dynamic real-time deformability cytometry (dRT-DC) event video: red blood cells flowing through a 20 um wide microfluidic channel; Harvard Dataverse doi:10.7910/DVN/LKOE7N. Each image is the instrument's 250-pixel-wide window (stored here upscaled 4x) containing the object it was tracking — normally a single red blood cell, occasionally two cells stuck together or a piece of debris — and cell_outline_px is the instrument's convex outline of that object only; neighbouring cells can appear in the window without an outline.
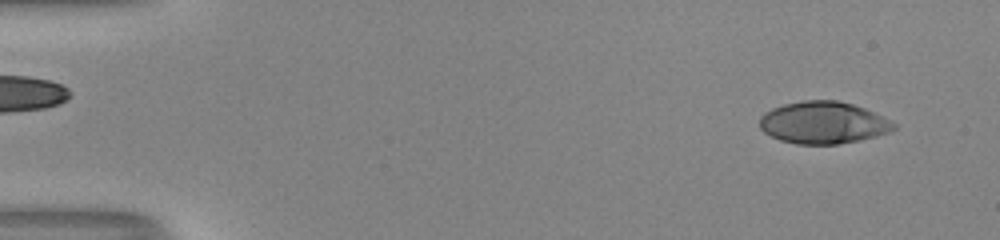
{"species": "human", "species_latin": "Homo sapiens", "temperature_condition": "room temperature", "stored_images_in_passage": 51, "camera_frame_rate_fps": 3000, "um_per_image_px": 0.085, "donor": {"sex": "male"}, "frame": {"image": 1, "passage_image": 3, "time_ms": 0.667, "image_size_px": [1000, 240], "cell_outline_px": [[896, 128], [892, 132], [860, 140], [836, 144], [796, 144], [780, 140], [764, 132], [760, 128], [760, 116], [764, 112], [772, 108], [784, 104], [804, 100], [836, 100], [852, 104], [864, 108], [896, 124]], "centroid_in_image_um": [69.96, 10.43], "position_along_channel_um": 15.0, "area_um2": 32.83}}
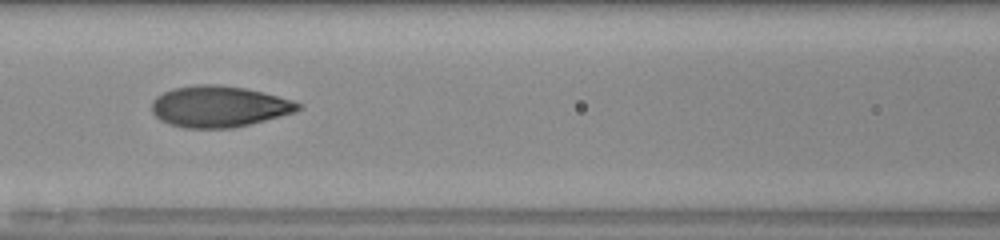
{"frame": {"image": 2, "passage_image": 23, "time_ms": 7.333, "image_size_px": [1000, 240], "cell_outline_px": [[304, 108], [296, 112], [232, 128], [184, 128], [168, 124], [160, 120], [152, 112], [152, 100], [156, 96], [172, 88], [196, 84], [216, 84], [244, 88], [292, 100], [304, 104]], "centroid_in_image_um": [18.6, 9.05], "position_along_channel_um": 148.0, "area_um2": 35.2}}
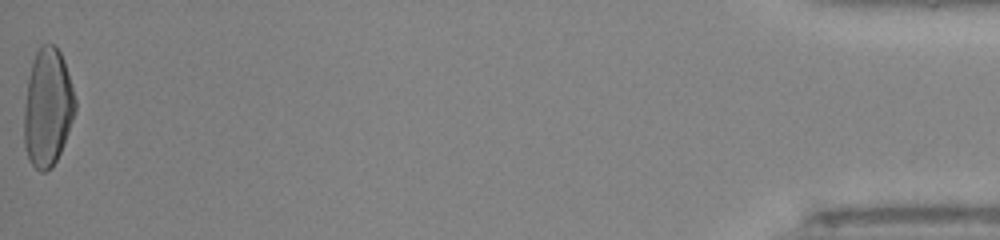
{"frame": {"image": 3, "passage_image": 51, "time_ms": 16.667, "image_size_px": [1000, 240], "cell_outline_px": [[76, 112], [60, 152], [52, 168], [44, 172], [40, 172], [28, 160], [24, 144], [24, 104], [28, 76], [32, 60], [40, 44], [52, 44], [60, 52], [64, 60], [76, 100]], "centroid_in_image_um": [4.04, 9.14], "position_along_channel_um": 431.2, "area_um2": 35.37}, "authors_computed_cell_mechanics": {"area_um2": 33.8708, "velocity_mm_per_s": 4.099, "shape_relaxation_time_tau1_ms": 5.6041, "shape_relaxation_time_tau2_ms": 0.7858, "deformation_change_tau1": 0.2506, "deformation_change_tau2": 0.0542}}